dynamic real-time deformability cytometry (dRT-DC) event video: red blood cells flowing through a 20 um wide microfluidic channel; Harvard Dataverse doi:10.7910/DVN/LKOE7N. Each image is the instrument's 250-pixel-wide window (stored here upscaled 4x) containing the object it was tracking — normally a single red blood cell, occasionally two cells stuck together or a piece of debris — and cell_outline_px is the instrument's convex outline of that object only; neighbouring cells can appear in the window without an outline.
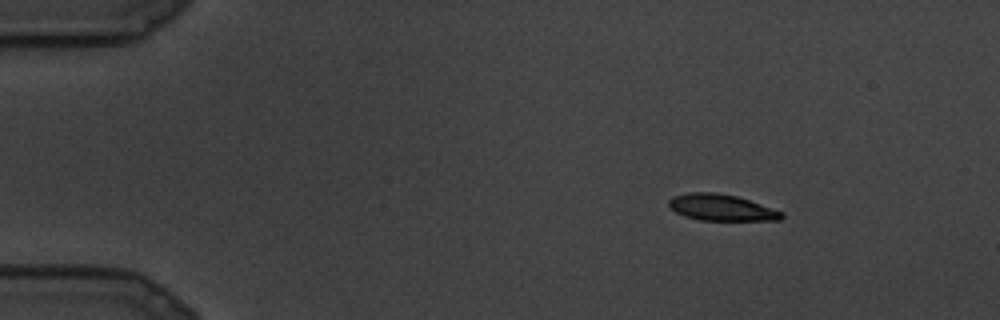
{"species": "common noctule bat (a hibernating species)", "species_latin": "Nyctalus noctula", "temperature_condition": "cold", "stored_images_in_passage": 7, "camera_frame_rate_fps": 3000, "um_per_image_px": 0.085, "animal": {"sex": "male", "body_mass_g": 19.5, "forearm_length_mm": 54.6}, "frame": {"image": 1, "passage_image": 3, "time_ms": 0.667, "image_size_px": [1000, 320], "cell_outline_px": [[784, 216], [780, 220], [700, 220], [684, 216], [676, 212], [668, 204], [668, 200], [672, 196], [688, 192], [716, 192], [736, 196], [784, 212]], "centroid_in_image_um": [61.29, 17.63], "position_along_channel_um": 23.7, "area_um2": 17.28}}